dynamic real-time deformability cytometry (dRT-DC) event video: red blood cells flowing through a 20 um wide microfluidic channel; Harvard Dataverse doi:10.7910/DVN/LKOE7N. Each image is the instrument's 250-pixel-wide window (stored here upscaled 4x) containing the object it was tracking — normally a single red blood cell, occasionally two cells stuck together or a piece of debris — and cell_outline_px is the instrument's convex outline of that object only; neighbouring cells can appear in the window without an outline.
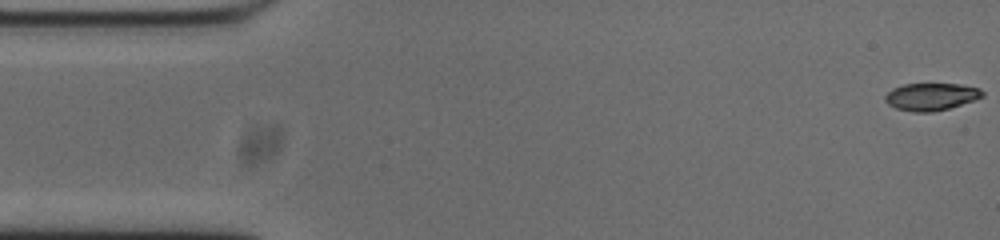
{"species": "common noctule bat (a hibernating species)", "species_latin": "Nyctalus noctula", "temperature_condition": "cold", "stored_images_in_passage": 54, "camera_frame_rate_fps": 3000, "um_per_image_px": 0.085, "animal": {"sex": "male", "body_mass_g": 20.0, "forearm_length_mm": 53.3}, "frame": {"image": 1, "passage_image": 1, "time_ms": 0.0, "image_size_px": [1000, 240], "cell_outline_px": [[984, 96], [976, 100], [948, 108], [932, 112], [912, 112], [896, 108], [888, 104], [884, 100], [884, 96], [892, 88], [904, 84], [960, 84], [980, 88], [984, 92]], "centroid_in_image_um": [79.15, 8.21], "position_along_channel_um": 5.8, "area_um2": 15.61}}
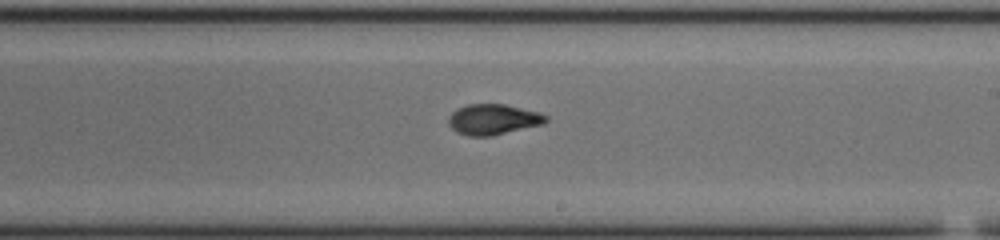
{"frame": {"image": 2, "passage_image": 30, "time_ms": 9.667, "image_size_px": [1000, 240], "cell_outline_px": [[548, 120], [544, 124], [492, 136], [468, 136], [456, 132], [448, 124], [448, 116], [456, 108], [468, 104], [504, 104], [540, 112], [548, 116]], "centroid_in_image_um": [41.92, 10.15], "position_along_channel_um": 247.1, "area_um2": 17.57}}
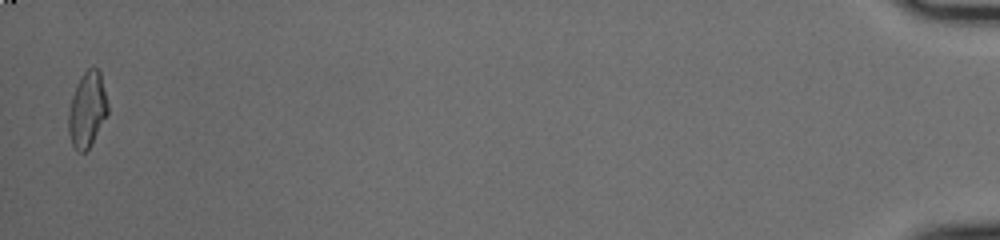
{"frame": {"image": 3, "passage_image": 53, "time_ms": 17.333, "image_size_px": [1000, 240], "cell_outline_px": [[108, 112], [92, 144], [84, 152], [76, 152], [72, 144], [68, 132], [68, 112], [72, 96], [84, 72], [88, 68], [96, 68], [100, 72], [108, 104]], "centroid_in_image_um": [7.41, 9.37], "position_along_channel_um": 427.8, "area_um2": 17.05}, "authors_computed_cell_mechanics": {"area_um2": 16.9354, "velocity_mm_per_s": 3.7457, "shape_relaxation_time_tau1_ms": 3.7115, "shape_relaxation_time_tau2_ms": 1.5483, "deformation_change_tau1": 0.1724, "deformation_change_tau2": 0.0566}}